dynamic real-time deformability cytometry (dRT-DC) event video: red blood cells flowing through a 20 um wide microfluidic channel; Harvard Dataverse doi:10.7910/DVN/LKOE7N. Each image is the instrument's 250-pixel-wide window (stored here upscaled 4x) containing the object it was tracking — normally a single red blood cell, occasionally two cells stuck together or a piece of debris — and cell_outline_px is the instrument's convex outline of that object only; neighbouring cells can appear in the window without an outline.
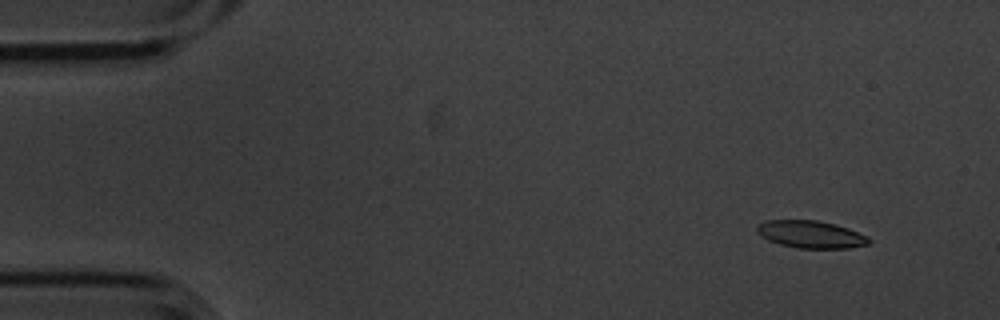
{"species": "common noctule bat (a hibernating species)", "species_latin": "Nyctalus noctula", "temperature_condition": "cold", "stored_images_in_passage": 4, "camera_frame_rate_fps": 3000, "um_per_image_px": 0.085, "animal": {"sex": "male", "body_mass_g": 20.1, "forearm_length_mm": 53.5}, "frame": {"image": 1, "passage_image": 1, "time_ms": 0.0, "image_size_px": [1000, 320], "cell_outline_px": [[872, 240], [868, 244], [848, 248], [796, 248], [780, 244], [768, 240], [756, 232], [756, 228], [764, 220], [816, 220], [836, 224], [848, 228], [868, 236]], "centroid_in_image_um": [68.93, 19.92], "position_along_channel_um": 16.1, "area_um2": 17.92}}